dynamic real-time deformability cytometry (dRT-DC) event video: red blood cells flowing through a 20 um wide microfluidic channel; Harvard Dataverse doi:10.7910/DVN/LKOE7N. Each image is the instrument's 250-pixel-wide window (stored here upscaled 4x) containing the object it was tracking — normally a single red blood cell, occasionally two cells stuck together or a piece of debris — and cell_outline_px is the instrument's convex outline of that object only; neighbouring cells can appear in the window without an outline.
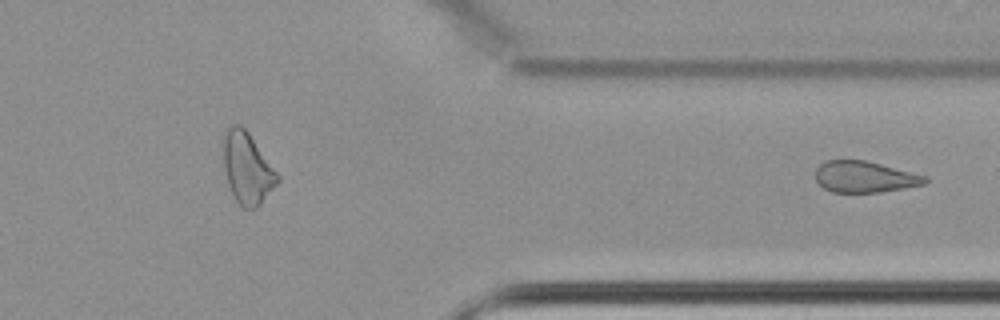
{"species": "common noctule bat (a hibernating species)", "species_latin": "Nyctalus noctula", "temperature_condition": "cold", "stored_images_in_passage": 32, "segment_of_instrument_passage": [2, 2], "camera_frame_rate_fps": 3000, "um_per_image_px": 0.085, "animal": {"sex": "female", "body_mass_g": 22.7, "forearm_length_mm": 54.2}, "frame": {"image": 1, "passage_image": 32, "time_ms": 10.333, "image_size_px": [1000, 320], "cell_outline_px": [[928, 180], [924, 184], [904, 188], [880, 192], [832, 192], [824, 188], [816, 180], [816, 168], [824, 160], [864, 160], [928, 176]], "centroid_in_image_um": [73.49, 15.03], "position_along_channel_um": 337.9, "area_um2": 19.88}}